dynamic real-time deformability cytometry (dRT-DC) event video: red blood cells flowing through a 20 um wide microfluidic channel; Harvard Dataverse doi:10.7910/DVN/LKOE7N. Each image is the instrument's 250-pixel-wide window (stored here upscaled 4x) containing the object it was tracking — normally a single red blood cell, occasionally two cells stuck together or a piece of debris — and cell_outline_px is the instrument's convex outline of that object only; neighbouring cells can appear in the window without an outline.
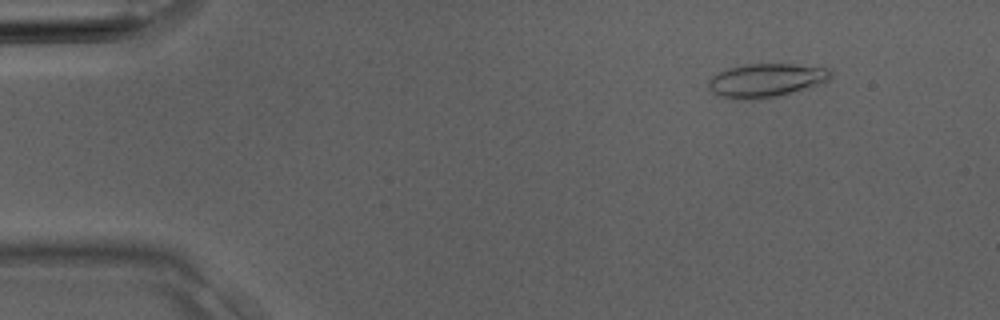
{"species": "Egyptian fruit bat (a non-hibernating species)", "species_latin": "Rousettus aegyptiacus", "temperature_condition": "room temperature", "stored_images_in_passage": 4, "camera_frame_rate_fps": 3000, "um_per_image_px": 0.085, "animal": {"sex": "male"}, "frame": {"image": 1, "passage_image": 2, "time_ms": 0.333, "image_size_px": [1000, 320], "cell_outline_px": [[832, 76], [828, 80], [804, 88], [776, 96], [748, 100], [732, 100], [716, 96], [708, 88], [708, 80], [712, 76], [728, 68], [744, 64], [792, 64], [832, 68]], "centroid_in_image_um": [65.05, 6.83], "position_along_channel_um": 19.9, "area_um2": 23.99}}
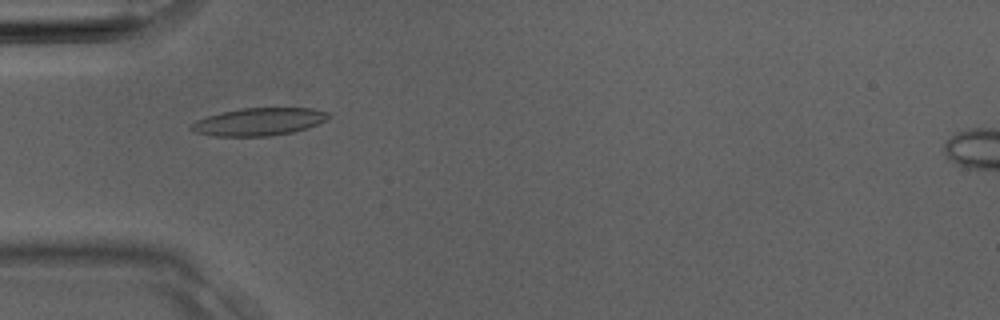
{"frame": {"image": 2, "passage_image": 4, "time_ms": 1.0, "image_size_px": [1000, 320], "cell_outline_px": [[332, 116], [308, 128], [292, 132], [268, 136], [212, 136], [196, 132], [188, 128], [196, 120], [220, 112], [240, 108], [312, 108], [328, 112]], "centroid_in_image_um": [21.99, 10.34], "position_along_channel_um": 63.0, "area_um2": 22.08}}